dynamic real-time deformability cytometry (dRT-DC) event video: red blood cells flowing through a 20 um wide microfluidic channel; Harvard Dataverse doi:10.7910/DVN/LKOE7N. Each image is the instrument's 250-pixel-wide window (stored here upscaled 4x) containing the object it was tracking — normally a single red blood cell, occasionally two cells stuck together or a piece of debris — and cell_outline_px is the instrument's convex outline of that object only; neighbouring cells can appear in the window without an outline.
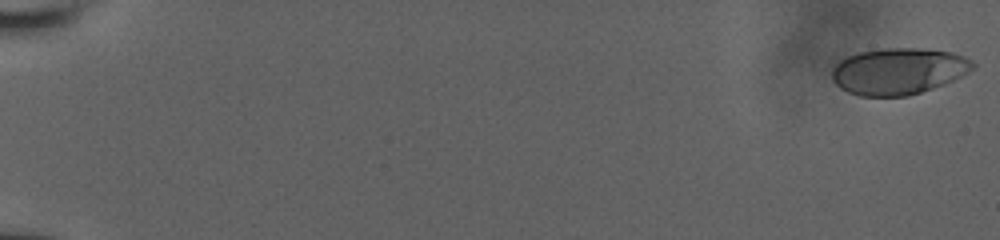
{"species": "human", "species_latin": "Homo sapiens", "temperature_condition": "room temperature", "stored_images_in_passage": 16, "camera_frame_rate_fps": 3000, "um_per_image_px": 0.085, "donor": {"sex": "male"}, "frame": {"image": 1, "passage_image": 1, "time_ms": 0.0, "image_size_px": [1000, 240], "cell_outline_px": [[976, 64], [968, 72], [944, 84], [908, 96], [860, 96], [848, 92], [840, 88], [832, 80], [832, 68], [840, 60], [848, 56], [860, 52], [884, 48], [920, 48], [952, 52], [964, 56], [972, 60]], "centroid_in_image_um": [76.35, 6.05], "position_along_channel_um": 8.6, "area_um2": 38.09}}